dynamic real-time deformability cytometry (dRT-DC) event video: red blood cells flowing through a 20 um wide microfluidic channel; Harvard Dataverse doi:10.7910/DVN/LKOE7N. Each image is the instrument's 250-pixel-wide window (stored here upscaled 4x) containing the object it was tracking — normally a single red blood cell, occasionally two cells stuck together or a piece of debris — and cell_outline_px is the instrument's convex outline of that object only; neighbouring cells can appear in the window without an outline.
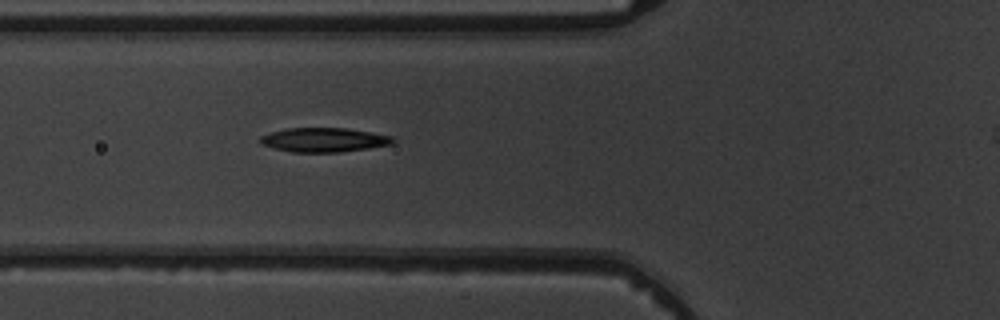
{"species": "common noctule bat (a hibernating species)", "species_latin": "Nyctalus noctula", "temperature_condition": "warm", "stored_images_in_passage": 5, "camera_frame_rate_fps": 3000, "um_per_image_px": 0.085, "animal": {"sex": "male", "body_mass_g": 19.5, "forearm_length_mm": 54.6}, "frame": {"image": 1, "passage_image": 4, "time_ms": 4.0, "image_size_px": [1000, 320], "cell_outline_px": [[396, 140], [392, 144], [368, 148], [340, 152], [292, 152], [272, 148], [260, 144], [260, 136], [272, 132], [288, 128], [344, 128], [372, 132], [392, 136]], "centroid_in_image_um": [27.53, 11.89], "position_along_channel_um": 98.3, "area_um2": 18.73}}